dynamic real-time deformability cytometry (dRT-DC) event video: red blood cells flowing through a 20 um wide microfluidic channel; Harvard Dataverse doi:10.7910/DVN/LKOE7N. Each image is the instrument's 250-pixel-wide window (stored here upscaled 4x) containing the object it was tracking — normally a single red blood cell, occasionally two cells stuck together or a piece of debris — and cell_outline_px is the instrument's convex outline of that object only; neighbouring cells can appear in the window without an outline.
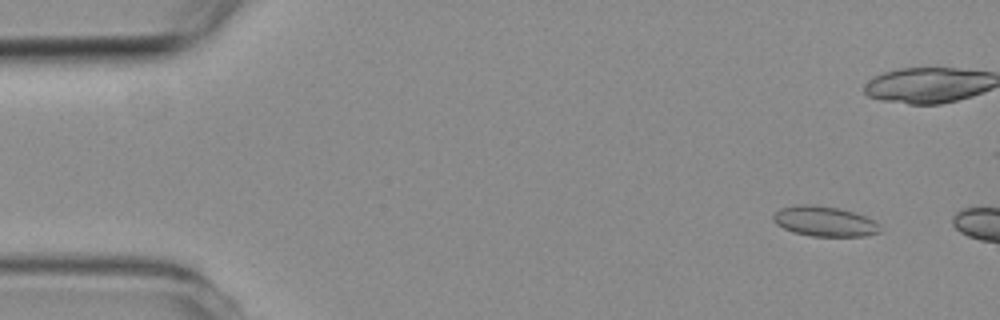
{"species": "common noctule bat (a hibernating species)", "species_latin": "Nyctalus noctula", "temperature_condition": "room temperature", "stored_images_in_passage": 5, "camera_frame_rate_fps": 3000, "um_per_image_px": 0.085, "animal": {"sex": "female", "body_mass_g": 19.3, "forearm_length_mm": 54.1}, "frame": {"image": 1, "passage_image": 2, "time_ms": 1.0, "image_size_px": [1000, 320], "cell_outline_px": [[880, 232], [864, 236], [812, 236], [792, 232], [776, 224], [772, 220], [772, 216], [780, 208], [800, 204], [812, 204], [840, 208], [864, 216], [872, 220], [876, 224]], "centroid_in_image_um": [70.01, 18.81], "position_along_channel_um": 15.0, "area_um2": 18.55}}